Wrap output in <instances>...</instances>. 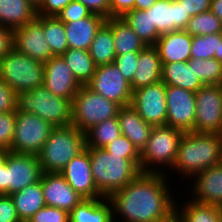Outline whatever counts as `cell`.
<instances>
[{
    "label": "cell",
    "mask_w": 222,
    "mask_h": 222,
    "mask_svg": "<svg viewBox=\"0 0 222 222\" xmlns=\"http://www.w3.org/2000/svg\"><path fill=\"white\" fill-rule=\"evenodd\" d=\"M173 179L165 173L141 172L108 197L114 222H175L178 191L170 186Z\"/></svg>",
    "instance_id": "1"
},
{
    "label": "cell",
    "mask_w": 222,
    "mask_h": 222,
    "mask_svg": "<svg viewBox=\"0 0 222 222\" xmlns=\"http://www.w3.org/2000/svg\"><path fill=\"white\" fill-rule=\"evenodd\" d=\"M221 156L222 134L184 132L178 143L176 160L166 175L171 178L177 174L185 184L203 170L220 164Z\"/></svg>",
    "instance_id": "2"
},
{
    "label": "cell",
    "mask_w": 222,
    "mask_h": 222,
    "mask_svg": "<svg viewBox=\"0 0 222 222\" xmlns=\"http://www.w3.org/2000/svg\"><path fill=\"white\" fill-rule=\"evenodd\" d=\"M89 151L94 183L103 197L124 188L140 173V159H127L104 148L86 147Z\"/></svg>",
    "instance_id": "3"
},
{
    "label": "cell",
    "mask_w": 222,
    "mask_h": 222,
    "mask_svg": "<svg viewBox=\"0 0 222 222\" xmlns=\"http://www.w3.org/2000/svg\"><path fill=\"white\" fill-rule=\"evenodd\" d=\"M86 135L75 126L53 127L38 154L43 173L61 172L66 165L86 149Z\"/></svg>",
    "instance_id": "4"
},
{
    "label": "cell",
    "mask_w": 222,
    "mask_h": 222,
    "mask_svg": "<svg viewBox=\"0 0 222 222\" xmlns=\"http://www.w3.org/2000/svg\"><path fill=\"white\" fill-rule=\"evenodd\" d=\"M72 103L54 95L43 85L17 94L16 112L32 113L53 127L72 124Z\"/></svg>",
    "instance_id": "5"
},
{
    "label": "cell",
    "mask_w": 222,
    "mask_h": 222,
    "mask_svg": "<svg viewBox=\"0 0 222 222\" xmlns=\"http://www.w3.org/2000/svg\"><path fill=\"white\" fill-rule=\"evenodd\" d=\"M184 132L171 126H153L140 152L141 172L167 173L176 160L178 143Z\"/></svg>",
    "instance_id": "6"
},
{
    "label": "cell",
    "mask_w": 222,
    "mask_h": 222,
    "mask_svg": "<svg viewBox=\"0 0 222 222\" xmlns=\"http://www.w3.org/2000/svg\"><path fill=\"white\" fill-rule=\"evenodd\" d=\"M0 77L16 93L42 86L44 63L13 48L0 59Z\"/></svg>",
    "instance_id": "7"
},
{
    "label": "cell",
    "mask_w": 222,
    "mask_h": 222,
    "mask_svg": "<svg viewBox=\"0 0 222 222\" xmlns=\"http://www.w3.org/2000/svg\"><path fill=\"white\" fill-rule=\"evenodd\" d=\"M72 125L86 133L90 128L107 119L116 117L121 108L82 85L72 100Z\"/></svg>",
    "instance_id": "8"
},
{
    "label": "cell",
    "mask_w": 222,
    "mask_h": 222,
    "mask_svg": "<svg viewBox=\"0 0 222 222\" xmlns=\"http://www.w3.org/2000/svg\"><path fill=\"white\" fill-rule=\"evenodd\" d=\"M52 129L53 126L35 114L17 112L10 151L38 155Z\"/></svg>",
    "instance_id": "9"
},
{
    "label": "cell",
    "mask_w": 222,
    "mask_h": 222,
    "mask_svg": "<svg viewBox=\"0 0 222 222\" xmlns=\"http://www.w3.org/2000/svg\"><path fill=\"white\" fill-rule=\"evenodd\" d=\"M192 132L222 134V85H203L196 92Z\"/></svg>",
    "instance_id": "10"
},
{
    "label": "cell",
    "mask_w": 222,
    "mask_h": 222,
    "mask_svg": "<svg viewBox=\"0 0 222 222\" xmlns=\"http://www.w3.org/2000/svg\"><path fill=\"white\" fill-rule=\"evenodd\" d=\"M86 86L104 98L114 101L121 107L129 106L132 89L114 63L97 66Z\"/></svg>",
    "instance_id": "11"
},
{
    "label": "cell",
    "mask_w": 222,
    "mask_h": 222,
    "mask_svg": "<svg viewBox=\"0 0 222 222\" xmlns=\"http://www.w3.org/2000/svg\"><path fill=\"white\" fill-rule=\"evenodd\" d=\"M138 115L152 126L166 125V85L163 81L138 88L132 93L130 103Z\"/></svg>",
    "instance_id": "12"
},
{
    "label": "cell",
    "mask_w": 222,
    "mask_h": 222,
    "mask_svg": "<svg viewBox=\"0 0 222 222\" xmlns=\"http://www.w3.org/2000/svg\"><path fill=\"white\" fill-rule=\"evenodd\" d=\"M166 125L183 132L194 130L196 93L180 87L166 86Z\"/></svg>",
    "instance_id": "13"
},
{
    "label": "cell",
    "mask_w": 222,
    "mask_h": 222,
    "mask_svg": "<svg viewBox=\"0 0 222 222\" xmlns=\"http://www.w3.org/2000/svg\"><path fill=\"white\" fill-rule=\"evenodd\" d=\"M42 174L38 155L7 151L8 195L40 181Z\"/></svg>",
    "instance_id": "14"
},
{
    "label": "cell",
    "mask_w": 222,
    "mask_h": 222,
    "mask_svg": "<svg viewBox=\"0 0 222 222\" xmlns=\"http://www.w3.org/2000/svg\"><path fill=\"white\" fill-rule=\"evenodd\" d=\"M13 42L16 50L40 62L45 63L54 56L45 40L41 15L13 29Z\"/></svg>",
    "instance_id": "15"
},
{
    "label": "cell",
    "mask_w": 222,
    "mask_h": 222,
    "mask_svg": "<svg viewBox=\"0 0 222 222\" xmlns=\"http://www.w3.org/2000/svg\"><path fill=\"white\" fill-rule=\"evenodd\" d=\"M188 183L185 187L189 193L182 192L192 201L222 207V163L203 170Z\"/></svg>",
    "instance_id": "16"
},
{
    "label": "cell",
    "mask_w": 222,
    "mask_h": 222,
    "mask_svg": "<svg viewBox=\"0 0 222 222\" xmlns=\"http://www.w3.org/2000/svg\"><path fill=\"white\" fill-rule=\"evenodd\" d=\"M43 86L54 95L69 99L71 102L81 88V84L62 56H53L44 63Z\"/></svg>",
    "instance_id": "17"
},
{
    "label": "cell",
    "mask_w": 222,
    "mask_h": 222,
    "mask_svg": "<svg viewBox=\"0 0 222 222\" xmlns=\"http://www.w3.org/2000/svg\"><path fill=\"white\" fill-rule=\"evenodd\" d=\"M60 173L84 199L103 198L93 180L87 148L74 157Z\"/></svg>",
    "instance_id": "18"
},
{
    "label": "cell",
    "mask_w": 222,
    "mask_h": 222,
    "mask_svg": "<svg viewBox=\"0 0 222 222\" xmlns=\"http://www.w3.org/2000/svg\"><path fill=\"white\" fill-rule=\"evenodd\" d=\"M41 187L46 206L56 207L67 212H70L84 199L59 172L43 173Z\"/></svg>",
    "instance_id": "19"
},
{
    "label": "cell",
    "mask_w": 222,
    "mask_h": 222,
    "mask_svg": "<svg viewBox=\"0 0 222 222\" xmlns=\"http://www.w3.org/2000/svg\"><path fill=\"white\" fill-rule=\"evenodd\" d=\"M191 16L178 0H158L150 7L152 26L160 35L176 30H185Z\"/></svg>",
    "instance_id": "20"
},
{
    "label": "cell",
    "mask_w": 222,
    "mask_h": 222,
    "mask_svg": "<svg viewBox=\"0 0 222 222\" xmlns=\"http://www.w3.org/2000/svg\"><path fill=\"white\" fill-rule=\"evenodd\" d=\"M191 44V35L185 30H176L161 35L154 47L162 63H177L190 60Z\"/></svg>",
    "instance_id": "21"
},
{
    "label": "cell",
    "mask_w": 222,
    "mask_h": 222,
    "mask_svg": "<svg viewBox=\"0 0 222 222\" xmlns=\"http://www.w3.org/2000/svg\"><path fill=\"white\" fill-rule=\"evenodd\" d=\"M106 18L91 13L79 21L64 23L69 48L89 50L90 45Z\"/></svg>",
    "instance_id": "22"
},
{
    "label": "cell",
    "mask_w": 222,
    "mask_h": 222,
    "mask_svg": "<svg viewBox=\"0 0 222 222\" xmlns=\"http://www.w3.org/2000/svg\"><path fill=\"white\" fill-rule=\"evenodd\" d=\"M178 193L175 222H220L221 207L195 202L186 193Z\"/></svg>",
    "instance_id": "23"
},
{
    "label": "cell",
    "mask_w": 222,
    "mask_h": 222,
    "mask_svg": "<svg viewBox=\"0 0 222 222\" xmlns=\"http://www.w3.org/2000/svg\"><path fill=\"white\" fill-rule=\"evenodd\" d=\"M137 70L130 84L132 91L161 81L162 62L154 46H146L139 52Z\"/></svg>",
    "instance_id": "24"
},
{
    "label": "cell",
    "mask_w": 222,
    "mask_h": 222,
    "mask_svg": "<svg viewBox=\"0 0 222 222\" xmlns=\"http://www.w3.org/2000/svg\"><path fill=\"white\" fill-rule=\"evenodd\" d=\"M117 117L122 135L141 152L147 144L153 126L146 123L131 105L121 107Z\"/></svg>",
    "instance_id": "25"
},
{
    "label": "cell",
    "mask_w": 222,
    "mask_h": 222,
    "mask_svg": "<svg viewBox=\"0 0 222 222\" xmlns=\"http://www.w3.org/2000/svg\"><path fill=\"white\" fill-rule=\"evenodd\" d=\"M69 222H114L107 197L83 199L69 212Z\"/></svg>",
    "instance_id": "26"
},
{
    "label": "cell",
    "mask_w": 222,
    "mask_h": 222,
    "mask_svg": "<svg viewBox=\"0 0 222 222\" xmlns=\"http://www.w3.org/2000/svg\"><path fill=\"white\" fill-rule=\"evenodd\" d=\"M37 17V7L29 0H0V25L15 29Z\"/></svg>",
    "instance_id": "27"
},
{
    "label": "cell",
    "mask_w": 222,
    "mask_h": 222,
    "mask_svg": "<svg viewBox=\"0 0 222 222\" xmlns=\"http://www.w3.org/2000/svg\"><path fill=\"white\" fill-rule=\"evenodd\" d=\"M161 81L166 86L180 87L196 93L203 84L198 80L188 62L162 63Z\"/></svg>",
    "instance_id": "28"
},
{
    "label": "cell",
    "mask_w": 222,
    "mask_h": 222,
    "mask_svg": "<svg viewBox=\"0 0 222 222\" xmlns=\"http://www.w3.org/2000/svg\"><path fill=\"white\" fill-rule=\"evenodd\" d=\"M21 222H27L35 213L46 206L40 181L10 195Z\"/></svg>",
    "instance_id": "29"
},
{
    "label": "cell",
    "mask_w": 222,
    "mask_h": 222,
    "mask_svg": "<svg viewBox=\"0 0 222 222\" xmlns=\"http://www.w3.org/2000/svg\"><path fill=\"white\" fill-rule=\"evenodd\" d=\"M106 22L112 27L116 56L129 52H140L146 47L122 17L106 18Z\"/></svg>",
    "instance_id": "30"
},
{
    "label": "cell",
    "mask_w": 222,
    "mask_h": 222,
    "mask_svg": "<svg viewBox=\"0 0 222 222\" xmlns=\"http://www.w3.org/2000/svg\"><path fill=\"white\" fill-rule=\"evenodd\" d=\"M89 53L96 66L115 62L116 51L112 27L106 21L97 31L90 45Z\"/></svg>",
    "instance_id": "31"
},
{
    "label": "cell",
    "mask_w": 222,
    "mask_h": 222,
    "mask_svg": "<svg viewBox=\"0 0 222 222\" xmlns=\"http://www.w3.org/2000/svg\"><path fill=\"white\" fill-rule=\"evenodd\" d=\"M61 56L81 85H86L91 80L97 66L89 50L69 48Z\"/></svg>",
    "instance_id": "32"
},
{
    "label": "cell",
    "mask_w": 222,
    "mask_h": 222,
    "mask_svg": "<svg viewBox=\"0 0 222 222\" xmlns=\"http://www.w3.org/2000/svg\"><path fill=\"white\" fill-rule=\"evenodd\" d=\"M122 19L133 29L146 46H154L161 36L156 27L152 26L150 8L147 10L133 9Z\"/></svg>",
    "instance_id": "33"
},
{
    "label": "cell",
    "mask_w": 222,
    "mask_h": 222,
    "mask_svg": "<svg viewBox=\"0 0 222 222\" xmlns=\"http://www.w3.org/2000/svg\"><path fill=\"white\" fill-rule=\"evenodd\" d=\"M42 27L52 54H64L69 49L64 23L56 16H42Z\"/></svg>",
    "instance_id": "34"
},
{
    "label": "cell",
    "mask_w": 222,
    "mask_h": 222,
    "mask_svg": "<svg viewBox=\"0 0 222 222\" xmlns=\"http://www.w3.org/2000/svg\"><path fill=\"white\" fill-rule=\"evenodd\" d=\"M118 117L107 119L90 128L86 133V147L103 148L121 135Z\"/></svg>",
    "instance_id": "35"
},
{
    "label": "cell",
    "mask_w": 222,
    "mask_h": 222,
    "mask_svg": "<svg viewBox=\"0 0 222 222\" xmlns=\"http://www.w3.org/2000/svg\"><path fill=\"white\" fill-rule=\"evenodd\" d=\"M189 66H193L196 77L203 85L222 84V63L215 58L190 59Z\"/></svg>",
    "instance_id": "36"
},
{
    "label": "cell",
    "mask_w": 222,
    "mask_h": 222,
    "mask_svg": "<svg viewBox=\"0 0 222 222\" xmlns=\"http://www.w3.org/2000/svg\"><path fill=\"white\" fill-rule=\"evenodd\" d=\"M185 31L191 36L222 33V21L208 10L191 17Z\"/></svg>",
    "instance_id": "37"
},
{
    "label": "cell",
    "mask_w": 222,
    "mask_h": 222,
    "mask_svg": "<svg viewBox=\"0 0 222 222\" xmlns=\"http://www.w3.org/2000/svg\"><path fill=\"white\" fill-rule=\"evenodd\" d=\"M221 42L222 33L192 36L190 59L214 58V54H219Z\"/></svg>",
    "instance_id": "38"
},
{
    "label": "cell",
    "mask_w": 222,
    "mask_h": 222,
    "mask_svg": "<svg viewBox=\"0 0 222 222\" xmlns=\"http://www.w3.org/2000/svg\"><path fill=\"white\" fill-rule=\"evenodd\" d=\"M103 148L109 153L127 159H140V151L138 148H136L132 142L122 134Z\"/></svg>",
    "instance_id": "39"
},
{
    "label": "cell",
    "mask_w": 222,
    "mask_h": 222,
    "mask_svg": "<svg viewBox=\"0 0 222 222\" xmlns=\"http://www.w3.org/2000/svg\"><path fill=\"white\" fill-rule=\"evenodd\" d=\"M16 117L17 112L0 113V150L11 149Z\"/></svg>",
    "instance_id": "40"
},
{
    "label": "cell",
    "mask_w": 222,
    "mask_h": 222,
    "mask_svg": "<svg viewBox=\"0 0 222 222\" xmlns=\"http://www.w3.org/2000/svg\"><path fill=\"white\" fill-rule=\"evenodd\" d=\"M138 58L139 52H129L124 55L115 56L114 64L130 84L132 83L134 74L137 70Z\"/></svg>",
    "instance_id": "41"
},
{
    "label": "cell",
    "mask_w": 222,
    "mask_h": 222,
    "mask_svg": "<svg viewBox=\"0 0 222 222\" xmlns=\"http://www.w3.org/2000/svg\"><path fill=\"white\" fill-rule=\"evenodd\" d=\"M27 222H69V212L56 207L44 206Z\"/></svg>",
    "instance_id": "42"
},
{
    "label": "cell",
    "mask_w": 222,
    "mask_h": 222,
    "mask_svg": "<svg viewBox=\"0 0 222 222\" xmlns=\"http://www.w3.org/2000/svg\"><path fill=\"white\" fill-rule=\"evenodd\" d=\"M91 12L82 3L72 0L61 12L57 14V18L63 23L79 21L88 17Z\"/></svg>",
    "instance_id": "43"
},
{
    "label": "cell",
    "mask_w": 222,
    "mask_h": 222,
    "mask_svg": "<svg viewBox=\"0 0 222 222\" xmlns=\"http://www.w3.org/2000/svg\"><path fill=\"white\" fill-rule=\"evenodd\" d=\"M17 94L0 77V113L16 112Z\"/></svg>",
    "instance_id": "44"
},
{
    "label": "cell",
    "mask_w": 222,
    "mask_h": 222,
    "mask_svg": "<svg viewBox=\"0 0 222 222\" xmlns=\"http://www.w3.org/2000/svg\"><path fill=\"white\" fill-rule=\"evenodd\" d=\"M0 222H21L10 195H0Z\"/></svg>",
    "instance_id": "45"
},
{
    "label": "cell",
    "mask_w": 222,
    "mask_h": 222,
    "mask_svg": "<svg viewBox=\"0 0 222 222\" xmlns=\"http://www.w3.org/2000/svg\"><path fill=\"white\" fill-rule=\"evenodd\" d=\"M72 0H44L37 8V15L57 16Z\"/></svg>",
    "instance_id": "46"
},
{
    "label": "cell",
    "mask_w": 222,
    "mask_h": 222,
    "mask_svg": "<svg viewBox=\"0 0 222 222\" xmlns=\"http://www.w3.org/2000/svg\"><path fill=\"white\" fill-rule=\"evenodd\" d=\"M82 3L87 9L97 15L110 18V0H76Z\"/></svg>",
    "instance_id": "47"
},
{
    "label": "cell",
    "mask_w": 222,
    "mask_h": 222,
    "mask_svg": "<svg viewBox=\"0 0 222 222\" xmlns=\"http://www.w3.org/2000/svg\"><path fill=\"white\" fill-rule=\"evenodd\" d=\"M191 17L210 10L211 0H178Z\"/></svg>",
    "instance_id": "48"
},
{
    "label": "cell",
    "mask_w": 222,
    "mask_h": 222,
    "mask_svg": "<svg viewBox=\"0 0 222 222\" xmlns=\"http://www.w3.org/2000/svg\"><path fill=\"white\" fill-rule=\"evenodd\" d=\"M13 48V29L0 25V59H2Z\"/></svg>",
    "instance_id": "49"
},
{
    "label": "cell",
    "mask_w": 222,
    "mask_h": 222,
    "mask_svg": "<svg viewBox=\"0 0 222 222\" xmlns=\"http://www.w3.org/2000/svg\"><path fill=\"white\" fill-rule=\"evenodd\" d=\"M135 0H110V17H123L134 9Z\"/></svg>",
    "instance_id": "50"
},
{
    "label": "cell",
    "mask_w": 222,
    "mask_h": 222,
    "mask_svg": "<svg viewBox=\"0 0 222 222\" xmlns=\"http://www.w3.org/2000/svg\"><path fill=\"white\" fill-rule=\"evenodd\" d=\"M0 194L8 195L7 150H0Z\"/></svg>",
    "instance_id": "51"
},
{
    "label": "cell",
    "mask_w": 222,
    "mask_h": 222,
    "mask_svg": "<svg viewBox=\"0 0 222 222\" xmlns=\"http://www.w3.org/2000/svg\"><path fill=\"white\" fill-rule=\"evenodd\" d=\"M210 11L222 21V0H211Z\"/></svg>",
    "instance_id": "52"
},
{
    "label": "cell",
    "mask_w": 222,
    "mask_h": 222,
    "mask_svg": "<svg viewBox=\"0 0 222 222\" xmlns=\"http://www.w3.org/2000/svg\"><path fill=\"white\" fill-rule=\"evenodd\" d=\"M158 0H135L134 9L147 10Z\"/></svg>",
    "instance_id": "53"
},
{
    "label": "cell",
    "mask_w": 222,
    "mask_h": 222,
    "mask_svg": "<svg viewBox=\"0 0 222 222\" xmlns=\"http://www.w3.org/2000/svg\"><path fill=\"white\" fill-rule=\"evenodd\" d=\"M214 58L218 61L222 63V42L219 48V54H214Z\"/></svg>",
    "instance_id": "54"
},
{
    "label": "cell",
    "mask_w": 222,
    "mask_h": 222,
    "mask_svg": "<svg viewBox=\"0 0 222 222\" xmlns=\"http://www.w3.org/2000/svg\"><path fill=\"white\" fill-rule=\"evenodd\" d=\"M35 7H39L44 0H29Z\"/></svg>",
    "instance_id": "55"
},
{
    "label": "cell",
    "mask_w": 222,
    "mask_h": 222,
    "mask_svg": "<svg viewBox=\"0 0 222 222\" xmlns=\"http://www.w3.org/2000/svg\"><path fill=\"white\" fill-rule=\"evenodd\" d=\"M220 222H222V207H221V214H220Z\"/></svg>",
    "instance_id": "56"
}]
</instances>
